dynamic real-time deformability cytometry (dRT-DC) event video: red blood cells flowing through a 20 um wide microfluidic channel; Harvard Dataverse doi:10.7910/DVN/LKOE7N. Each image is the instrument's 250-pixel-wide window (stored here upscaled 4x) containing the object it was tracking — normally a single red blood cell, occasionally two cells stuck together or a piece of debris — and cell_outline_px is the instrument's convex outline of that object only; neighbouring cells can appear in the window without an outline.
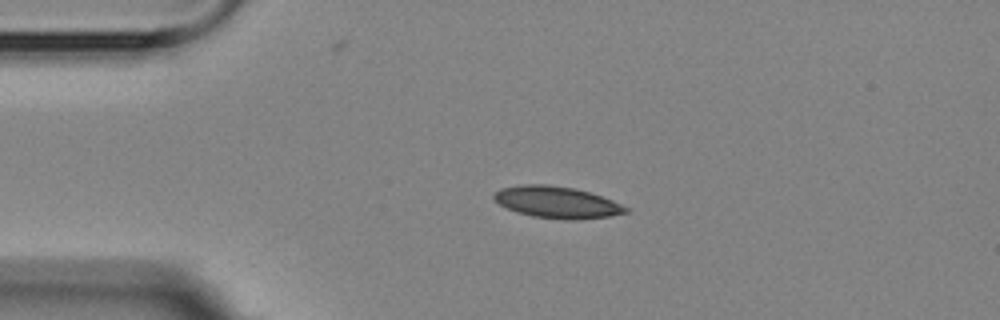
{"species": "Egyptian fruit bat (a non-hibernating species)", "species_latin": "Rousettus aegyptiacus", "temperature_condition": "room temperature", "stored_images_in_passage": 4, "camera_frame_rate_fps": 3000, "um_per_image_px": 0.085, "animal": {"sex": "female"}, "frame": {"image": 1, "passage_image": 3, "time_ms": 2.667, "image_size_px": [1000, 320], "cell_outline_px": [[628, 212], [608, 216], [576, 220], [564, 220], [532, 216], [516, 212], [500, 204], [492, 196], [500, 188], [524, 184], [548, 184], [572, 188], [588, 192], [612, 200], [628, 208]], "centroid_in_image_um": [47.31, 17.19], "position_along_channel_um": 37.7, "area_um2": 24.1}}